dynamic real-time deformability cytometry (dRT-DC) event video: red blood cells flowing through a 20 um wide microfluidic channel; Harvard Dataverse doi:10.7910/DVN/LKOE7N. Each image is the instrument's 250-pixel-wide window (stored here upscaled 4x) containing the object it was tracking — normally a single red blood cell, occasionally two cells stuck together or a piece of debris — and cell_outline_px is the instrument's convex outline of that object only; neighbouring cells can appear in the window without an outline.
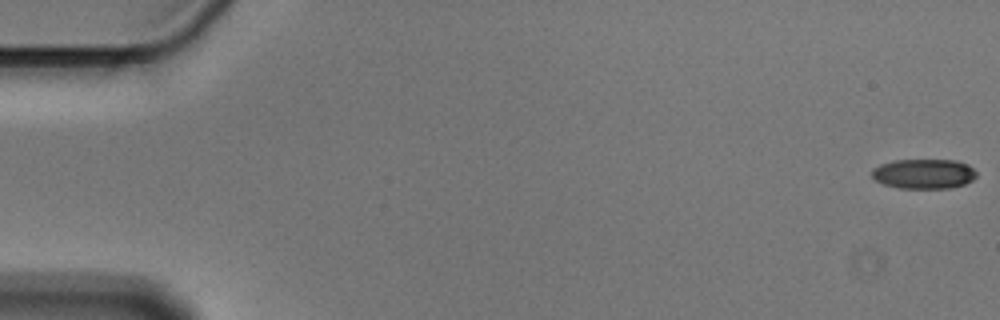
{"species": "Egyptian fruit bat (a non-hibernating species)", "species_latin": "Rousettus aegyptiacus", "temperature_condition": "cold", "stored_images_in_passage": 56, "camera_frame_rate_fps": 3000, "um_per_image_px": 0.085, "animal": {"sex": "male"}, "frame": {"image": 1, "passage_image": 1, "time_ms": 0.0, "image_size_px": [1000, 320], "cell_outline_px": [[976, 176], [972, 180], [964, 184], [952, 188], [900, 188], [884, 184], [876, 180], [872, 176], [872, 168], [880, 164], [896, 160], [956, 160], [968, 164], [976, 172]], "centroid_in_image_um": [78.53, 14.77], "position_along_channel_um": 6.5, "area_um2": 18.15}}
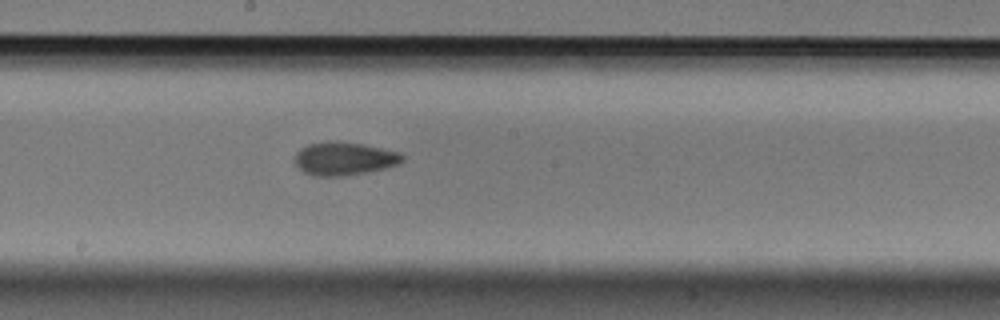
{"frame": {"image": 2, "passage_image": 31, "time_ms": 10.0, "image_size_px": [1000, 320], "cell_outline_px": [[404, 160], [400, 164], [368, 172], [340, 176], [312, 176], [304, 172], [296, 164], [296, 152], [300, 148], [308, 144], [360, 144], [400, 152], [404, 156]], "centroid_in_image_um": [29.3, 13.53], "position_along_channel_um": 218.9, "area_um2": 20.0}}
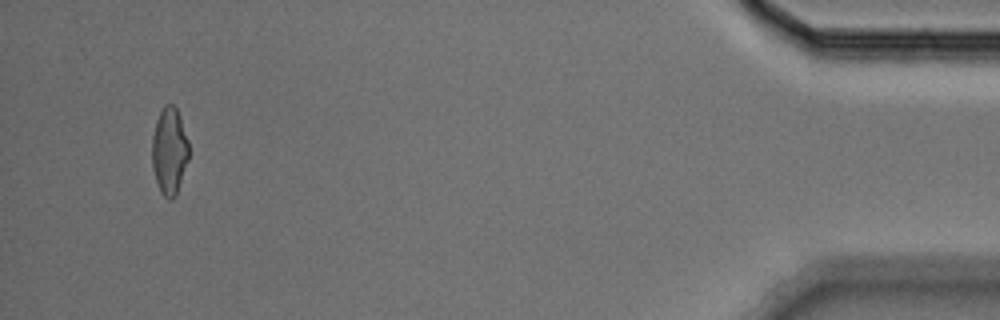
{"frame": {"image": 3, "passage_image": 54, "time_ms": 17.667, "image_size_px": [1000, 320], "cell_outline_px": [[188, 160], [176, 196], [172, 200], [168, 200], [160, 192], [152, 168], [152, 136], [156, 120], [164, 104], [172, 104], [176, 108], [188, 140]], "centroid_in_image_um": [14.38, 12.86], "position_along_channel_um": 420.8, "area_um2": 18.67}, "authors_computed_cell_mechanics": {"area_um2": 19.4497, "velocity_mm_per_s": 3.6077, "shape_relaxation_time_tau1_ms": 7.2131, "shape_relaxation_time_tau2_ms": 2.7038, "deformation_change_tau1": 0.1572, "deformation_change_tau2": 0.0976}}